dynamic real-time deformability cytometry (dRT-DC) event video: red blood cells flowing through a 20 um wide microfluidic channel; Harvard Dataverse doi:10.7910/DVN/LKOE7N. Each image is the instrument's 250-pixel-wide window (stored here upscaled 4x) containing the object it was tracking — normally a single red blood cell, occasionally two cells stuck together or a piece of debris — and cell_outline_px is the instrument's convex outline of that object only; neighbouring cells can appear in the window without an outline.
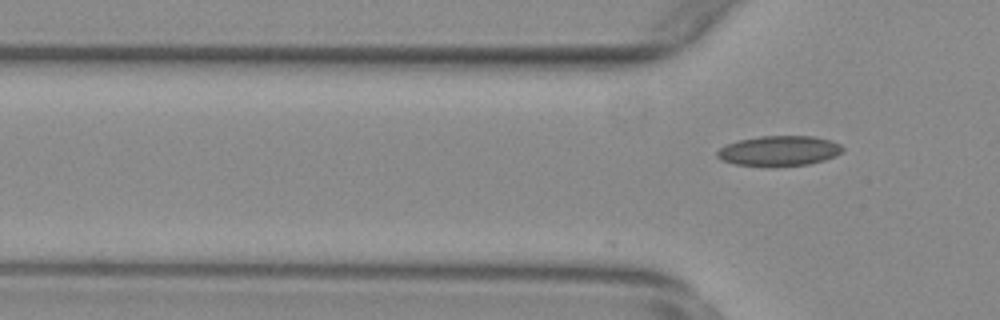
{"species": "common noctule bat (a hibernating species)", "species_latin": "Nyctalus noctula", "temperature_condition": "warm", "stored_images_in_passage": 4, "camera_frame_rate_fps": 3000, "um_per_image_px": 0.085, "animal": {"sex": "female", "body_mass_g": 29.2, "forearm_length_mm": 56.3}, "frame": {"image": 1, "passage_image": 4, "time_ms": 1.0, "image_size_px": [1000, 320], "cell_outline_px": [[844, 148], [836, 156], [824, 160], [808, 164], [736, 164], [720, 160], [716, 156], [716, 152], [720, 148], [728, 144], [740, 140], [760, 136], [812, 136], [832, 140], [840, 144]], "centroid_in_image_um": [66.25, 12.78], "position_along_channel_um": 59.6, "area_um2": 21.33}}